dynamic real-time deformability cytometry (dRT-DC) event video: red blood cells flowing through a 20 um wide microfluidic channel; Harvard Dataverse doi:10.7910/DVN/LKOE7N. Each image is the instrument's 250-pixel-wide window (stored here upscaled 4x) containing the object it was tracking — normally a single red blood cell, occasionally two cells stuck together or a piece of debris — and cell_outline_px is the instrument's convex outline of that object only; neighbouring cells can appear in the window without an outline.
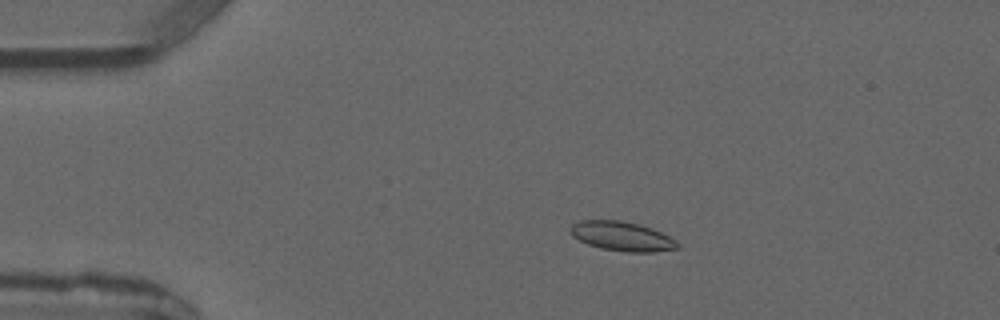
{"species": "common noctule bat (a hibernating species)", "species_latin": "Nyctalus noctula", "temperature_condition": "warm", "stored_images_in_passage": 3, "camera_frame_rate_fps": 3000, "um_per_image_px": 0.085, "animal": {"sex": "male", "forearm_length_mm": 52.5}, "frame": {"image": 1, "passage_image": 2, "time_ms": 2.333, "image_size_px": [1000, 320], "cell_outline_px": [[680, 244], [676, 248], [652, 252], [628, 252], [600, 248], [588, 244], [572, 236], [572, 224], [580, 220], [620, 220], [640, 224], [652, 228], [676, 240]], "centroid_in_image_um": [52.88, 20.07], "position_along_channel_um": 32.1, "area_um2": 18.15}}